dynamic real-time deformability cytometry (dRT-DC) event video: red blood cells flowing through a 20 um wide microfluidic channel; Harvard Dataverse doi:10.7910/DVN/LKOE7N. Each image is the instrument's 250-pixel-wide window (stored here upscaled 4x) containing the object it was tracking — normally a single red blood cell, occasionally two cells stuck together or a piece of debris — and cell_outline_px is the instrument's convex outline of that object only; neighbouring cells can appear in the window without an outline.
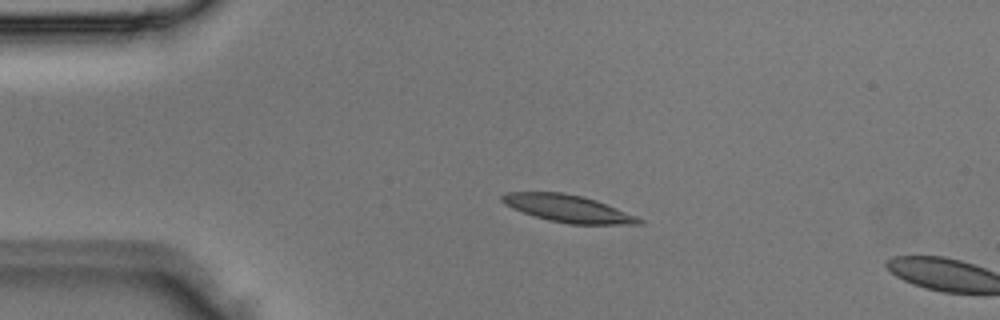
{"species": "Egyptian fruit bat (a non-hibernating species)", "species_latin": "Rousettus aegyptiacus", "temperature_condition": "room temperature", "stored_images_in_passage": 3, "camera_frame_rate_fps": 3000, "um_per_image_px": 0.085, "animal": {"sex": "male"}, "frame": {"image": 1, "passage_image": 2, "time_ms": 0.333, "image_size_px": [1000, 320], "cell_outline_px": [[644, 224], [568, 224], [548, 220], [512, 208], [504, 204], [500, 200], [500, 196], [504, 192], [560, 192], [584, 196], [596, 200], [636, 216], [644, 220]], "centroid_in_image_um": [48.25, 17.72], "position_along_channel_um": 36.7, "area_um2": 21.68}}